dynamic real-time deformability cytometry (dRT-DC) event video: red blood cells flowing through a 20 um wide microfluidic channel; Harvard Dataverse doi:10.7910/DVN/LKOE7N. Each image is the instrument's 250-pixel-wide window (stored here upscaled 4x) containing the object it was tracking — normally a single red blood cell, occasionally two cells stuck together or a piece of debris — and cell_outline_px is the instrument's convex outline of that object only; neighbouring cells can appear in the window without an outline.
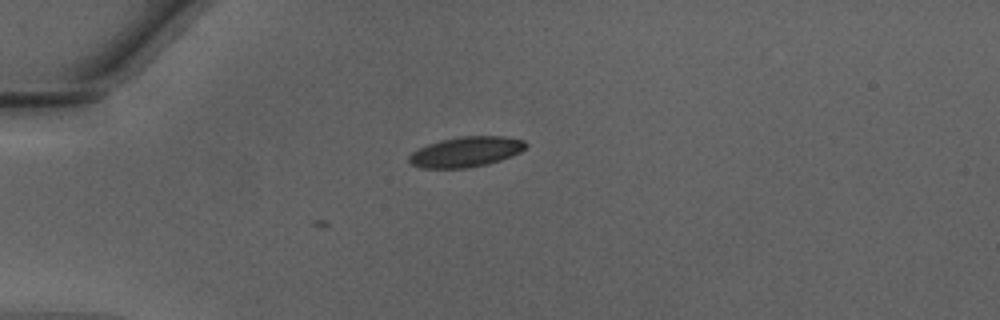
{"species": "Egyptian fruit bat (a non-hibernating species)", "species_latin": "Rousettus aegyptiacus", "temperature_condition": "warm", "stored_images_in_passage": 12, "camera_frame_rate_fps": 3000, "um_per_image_px": 0.085, "animal": {"sex": "male"}, "frame": {"image": 1, "passage_image": 1, "time_ms": 0.0, "image_size_px": [1000, 320], "cell_outline_px": [[528, 144], [520, 152], [512, 156], [500, 160], [484, 164], [464, 168], [420, 168], [412, 164], [408, 160], [408, 156], [412, 152], [428, 144], [440, 140], [460, 136], [504, 136], [524, 140]], "centroid_in_image_um": [39.6, 12.9], "position_along_channel_um": 45.4, "area_um2": 20.46}}
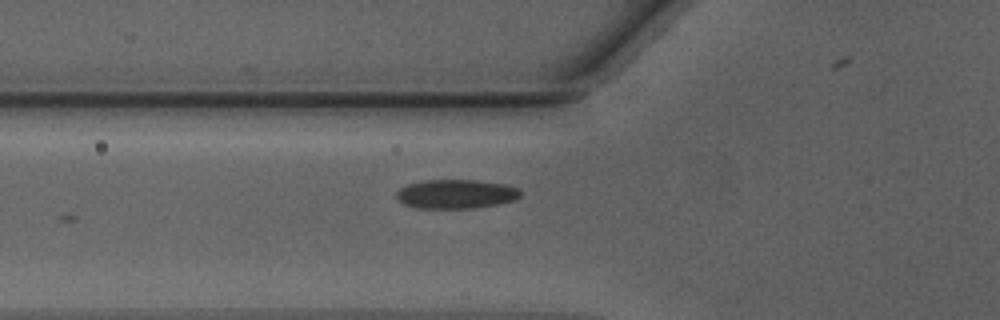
{"frame": {"image": 2, "passage_image": 6, "time_ms": 1.667, "image_size_px": [1000, 320], "cell_outline_px": [[520, 196], [516, 200], [496, 204], [472, 208], [416, 208], [404, 204], [396, 200], [396, 192], [400, 188], [408, 184], [420, 180], [476, 180], [504, 184], [520, 188]], "centroid_in_image_um": [38.73, 16.49], "position_along_channel_um": 87.1, "area_um2": 21.15}}
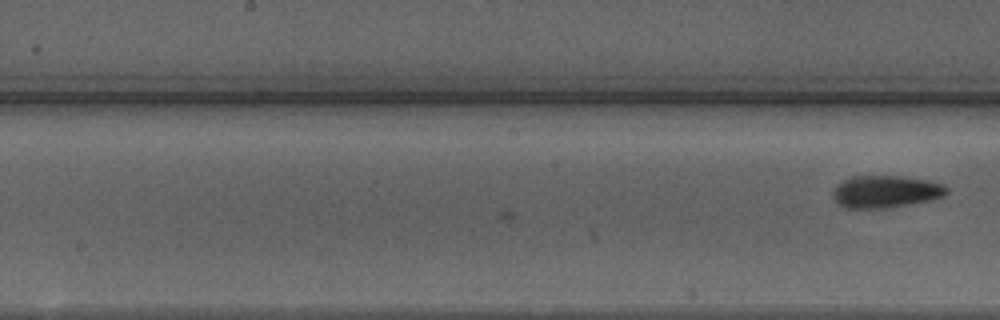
{"frame": {"image": 3, "passage_image": 12, "time_ms": 3.667, "image_size_px": [1000, 320], "cell_outline_px": [[948, 192], [944, 196], [928, 200], [908, 204], [884, 208], [844, 208], [836, 204], [832, 200], [832, 192], [836, 184], [852, 176], [904, 176], [928, 180], [944, 184], [948, 188]], "centroid_in_image_um": [75.23, 16.28], "position_along_channel_um": 173.0, "area_um2": 21.62}}